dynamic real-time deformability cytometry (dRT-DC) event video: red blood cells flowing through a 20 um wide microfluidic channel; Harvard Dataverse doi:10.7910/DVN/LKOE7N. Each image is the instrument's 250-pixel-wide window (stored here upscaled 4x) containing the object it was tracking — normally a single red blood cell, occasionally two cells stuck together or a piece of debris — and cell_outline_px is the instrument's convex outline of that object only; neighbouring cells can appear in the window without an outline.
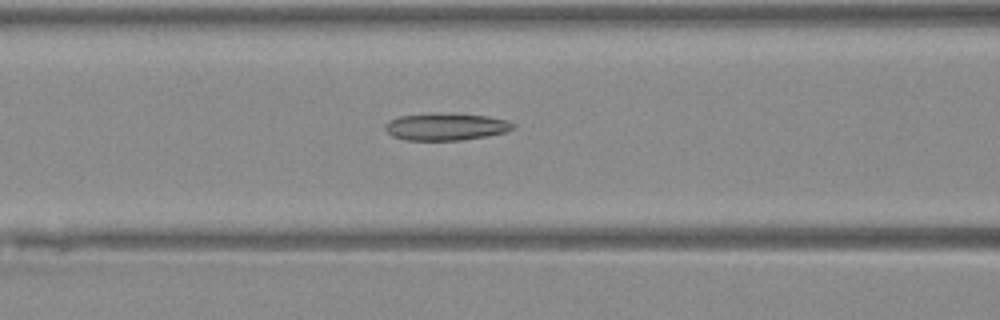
{"species": "Egyptian fruit bat (a non-hibernating species)", "species_latin": "Rousettus aegyptiacus", "temperature_condition": "warm", "stored_images_in_passage": 28, "camera_frame_rate_fps": 3000, "um_per_image_px": 0.085, "animal": {"sex": "female"}, "frame": {"image": 1, "passage_image": 8, "time_ms": 2.333, "image_size_px": [1000, 320], "cell_outline_px": [[516, 128], [504, 132], [484, 136], [460, 140], [404, 140], [392, 136], [384, 128], [384, 124], [388, 120], [400, 116], [488, 116], [508, 120], [516, 124]], "centroid_in_image_um": [37.91, 10.82], "position_along_channel_um": 128.7, "area_um2": 19.19}}
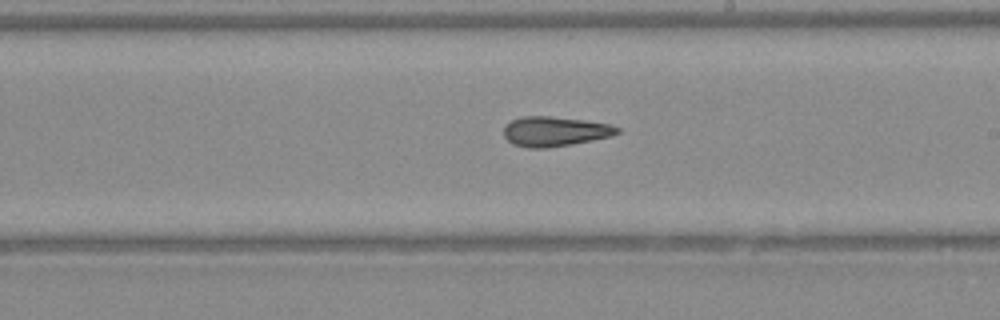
{"frame": {"image": 2, "passage_image": 16, "time_ms": 5.0, "image_size_px": [1000, 320], "cell_outline_px": [[620, 132], [612, 136], [572, 144], [548, 148], [528, 148], [512, 144], [504, 136], [504, 124], [512, 120], [524, 116], [548, 116], [584, 120], [608, 124], [620, 128]], "centroid_in_image_um": [47.14, 11.17], "position_along_channel_um": 241.9, "area_um2": 19.71}}
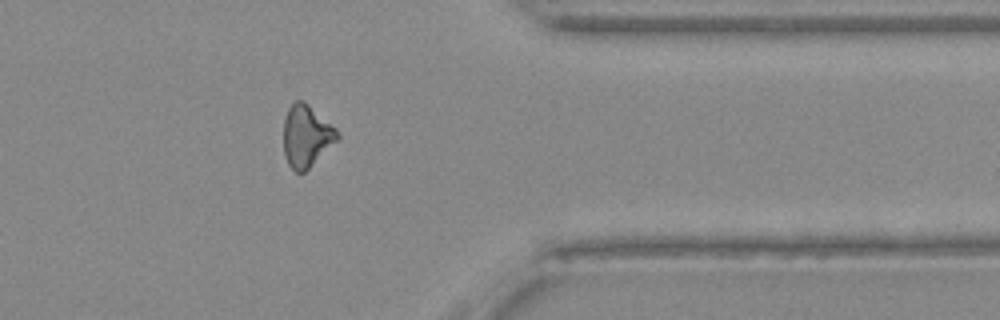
{"frame": {"image": 3, "passage_image": 27, "time_ms": 8.667, "image_size_px": [1000, 320], "cell_outline_px": [[340, 136], [304, 172], [296, 172], [288, 164], [284, 156], [284, 120], [288, 108], [296, 100], [304, 100], [336, 128]], "centroid_in_image_um": [26.02, 11.53], "position_along_channel_um": 385.4, "area_um2": 19.07}}